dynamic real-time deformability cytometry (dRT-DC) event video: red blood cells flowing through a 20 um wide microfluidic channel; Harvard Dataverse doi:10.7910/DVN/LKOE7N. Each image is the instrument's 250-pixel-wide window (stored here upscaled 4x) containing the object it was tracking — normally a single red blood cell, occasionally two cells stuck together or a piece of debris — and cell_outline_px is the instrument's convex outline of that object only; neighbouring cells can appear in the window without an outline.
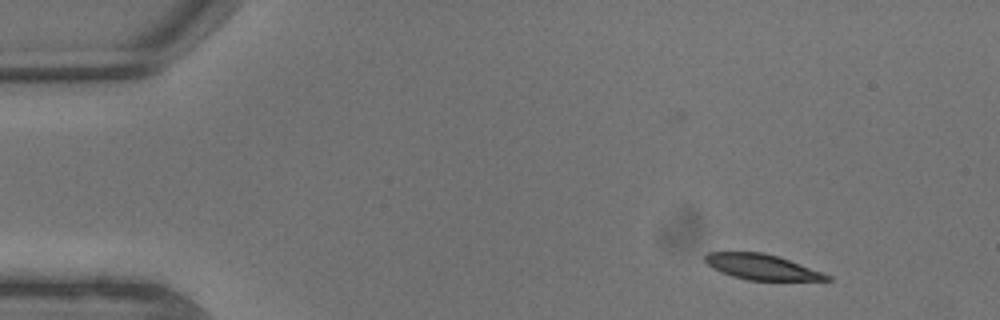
{"species": "common noctule bat (a hibernating species)", "species_latin": "Nyctalus noctula", "temperature_condition": "warm", "stored_images_in_passage": 6, "camera_frame_rate_fps": 3000, "um_per_image_px": 0.085, "animal": {"sex": "male", "body_mass_g": 13.3}, "frame": {"image": 1, "passage_image": 1, "time_ms": 0.0, "image_size_px": [1000, 320], "cell_outline_px": [[832, 280], [748, 280], [732, 276], [720, 272], [712, 268], [704, 260], [704, 256], [708, 252], [764, 252], [788, 260], [832, 276]], "centroid_in_image_um": [64.7, 22.69], "position_along_channel_um": 20.3, "area_um2": 17.8}}
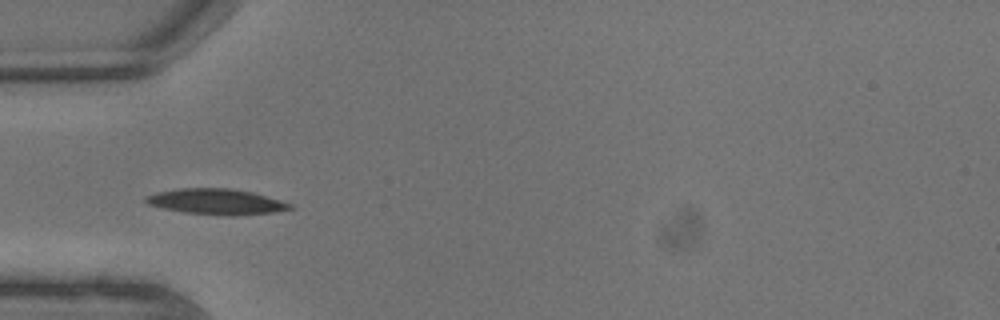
{"frame": {"image": 2, "passage_image": 5, "time_ms": 1.333, "image_size_px": [1000, 320], "cell_outline_px": [[292, 208], [272, 212], [228, 216], [184, 212], [164, 208], [148, 204], [144, 200], [144, 196], [156, 192], [180, 188], [232, 188], [252, 192], [280, 200], [292, 204]], "centroid_in_image_um": [18.35, 17.13], "position_along_channel_um": 66.7, "area_um2": 21.39}}
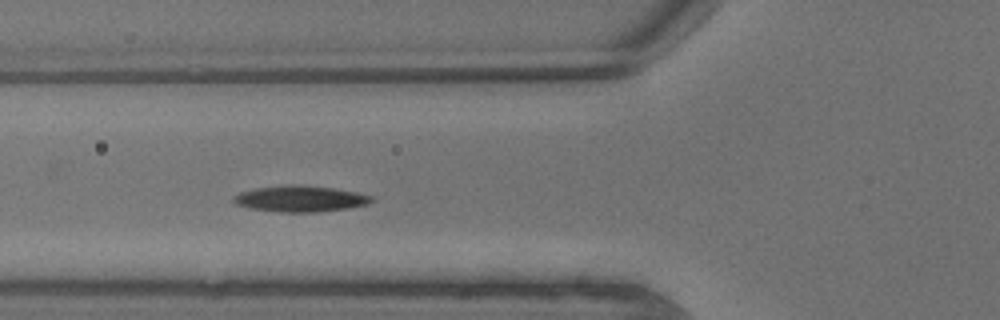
{"frame": {"image": 3, "passage_image": 6, "time_ms": 1.667, "image_size_px": [1000, 320], "cell_outline_px": [[372, 200], [368, 204], [348, 208], [316, 212], [280, 212], [252, 208], [236, 204], [232, 200], [240, 192], [256, 188], [292, 184], [332, 188], [356, 192], [372, 196]], "centroid_in_image_um": [25.53, 16.89], "position_along_channel_um": 100.3, "area_um2": 20.63}}